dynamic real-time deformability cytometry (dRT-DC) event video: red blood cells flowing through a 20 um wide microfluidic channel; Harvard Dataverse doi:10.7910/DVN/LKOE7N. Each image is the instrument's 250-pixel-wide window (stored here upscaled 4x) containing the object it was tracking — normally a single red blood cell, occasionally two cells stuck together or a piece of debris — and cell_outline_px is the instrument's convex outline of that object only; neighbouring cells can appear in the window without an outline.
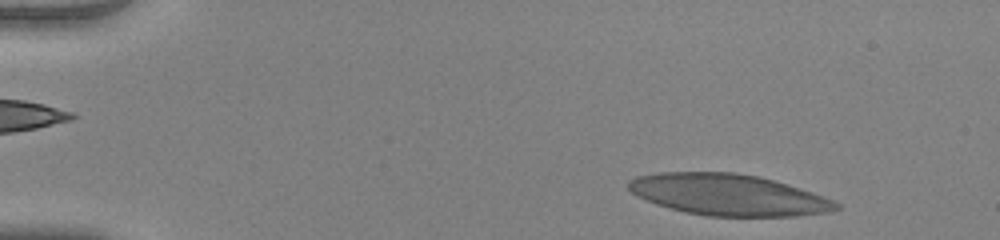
{"species": "human", "species_latin": "Homo sapiens", "temperature_condition": "warm", "stored_images_in_passage": 49, "camera_frame_rate_fps": 3000, "um_per_image_px": 0.085, "donor": {"sex": "female"}, "frame": {"image": 1, "passage_image": 3, "time_ms": 0.667, "image_size_px": [1000, 240], "cell_outline_px": [[840, 208], [832, 212], [796, 216], [704, 216], [684, 212], [656, 204], [632, 192], [628, 188], [628, 180], [636, 176], [660, 172], [732, 172], [760, 176], [800, 188], [824, 196], [840, 204]], "centroid_in_image_um": [61.93, 16.55], "position_along_channel_um": 23.1, "area_um2": 50.05}}
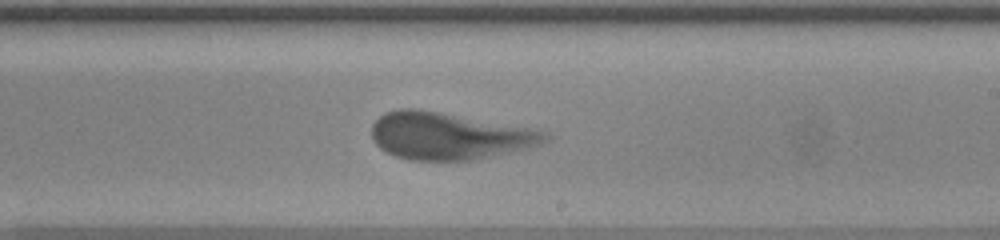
{"frame": {"image": 2, "passage_image": 29, "time_ms": 9.333, "image_size_px": [1000, 240], "cell_outline_px": [[552, 136], [548, 140], [540, 144], [508, 152], [472, 160], [408, 160], [396, 156], [380, 148], [372, 140], [372, 124], [384, 112], [400, 108], [416, 108], [440, 112], [528, 128], [548, 132]], "centroid_in_image_um": [38.11, 11.55], "position_along_channel_um": 250.9, "area_um2": 47.11}}
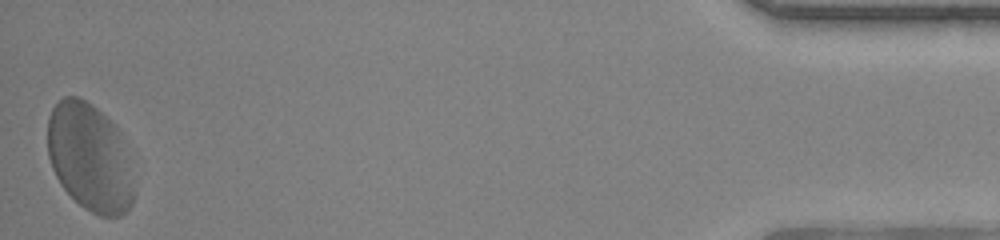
{"frame": {"image": 3, "passage_image": 49, "time_ms": 16.0, "image_size_px": [1000, 240], "cell_outline_px": [[136, 196], [132, 204], [120, 216], [100, 216], [84, 208], [60, 184], [52, 168], [48, 156], [48, 116], [52, 108], [64, 96], [76, 96], [92, 104], [116, 124], [120, 132]], "centroid_in_image_um": [7.62, 13.37], "position_along_channel_um": 427.6, "area_um2": 54.16}, "authors_computed_cell_mechanics": {"area_um2": 48.841, "velocity_mm_per_s": 3.8576, "shape_relaxation_time_tau1_ms": 2.6714, "shape_relaxation_time_tau2_ms": 0.9722, "deformation_change_tau1": 0.1711, "deformation_change_tau2": 0.0955}}